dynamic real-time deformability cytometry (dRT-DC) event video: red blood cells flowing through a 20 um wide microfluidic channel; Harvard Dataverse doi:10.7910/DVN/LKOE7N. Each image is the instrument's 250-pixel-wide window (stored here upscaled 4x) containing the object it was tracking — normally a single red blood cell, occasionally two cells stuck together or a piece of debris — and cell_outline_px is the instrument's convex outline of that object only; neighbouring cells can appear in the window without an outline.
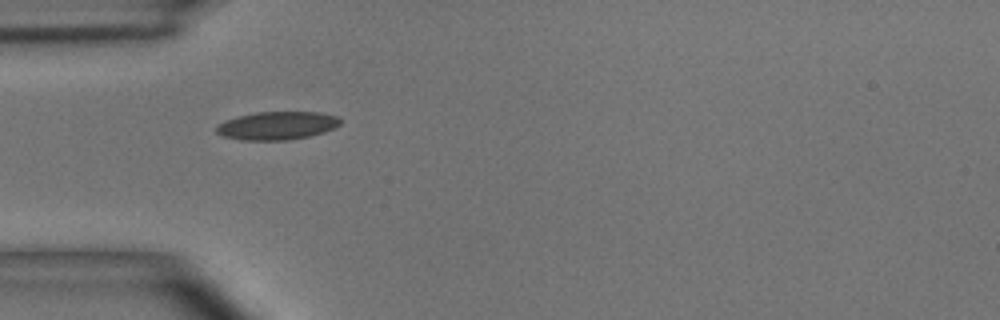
{"species": "common noctule bat (a hibernating species)", "species_latin": "Nyctalus noctula", "temperature_condition": "room temperature", "stored_images_in_passage": 2, "camera_frame_rate_fps": 3000, "um_per_image_px": 0.085, "animal": {"sex": "male", "body_mass_g": 15.6}, "frame": {"image": 1, "passage_image": 1, "time_ms": 0.0, "image_size_px": [1000, 320], "cell_outline_px": [[340, 124], [324, 132], [308, 136], [288, 140], [240, 140], [224, 136], [216, 132], [216, 128], [224, 120], [256, 112], [320, 112], [340, 116]], "centroid_in_image_um": [23.57, 10.67], "position_along_channel_um": 61.4, "area_um2": 20.23}}
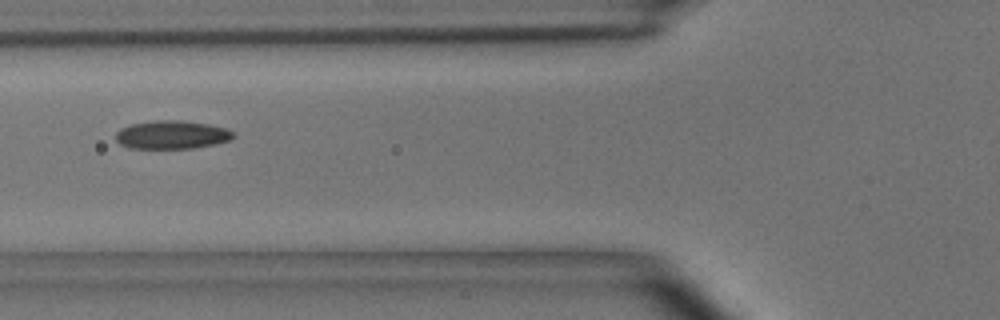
{"frame": {"image": 2, "passage_image": 2, "time_ms": 1.333, "image_size_px": [1000, 320], "cell_outline_px": [[236, 136], [228, 140], [212, 144], [192, 148], [128, 148], [120, 144], [116, 140], [116, 132], [120, 128], [128, 124], [156, 120], [180, 120], [208, 124], [228, 128]], "centroid_in_image_um": [14.56, 11.44], "position_along_channel_um": 111.2, "area_um2": 19.42}}